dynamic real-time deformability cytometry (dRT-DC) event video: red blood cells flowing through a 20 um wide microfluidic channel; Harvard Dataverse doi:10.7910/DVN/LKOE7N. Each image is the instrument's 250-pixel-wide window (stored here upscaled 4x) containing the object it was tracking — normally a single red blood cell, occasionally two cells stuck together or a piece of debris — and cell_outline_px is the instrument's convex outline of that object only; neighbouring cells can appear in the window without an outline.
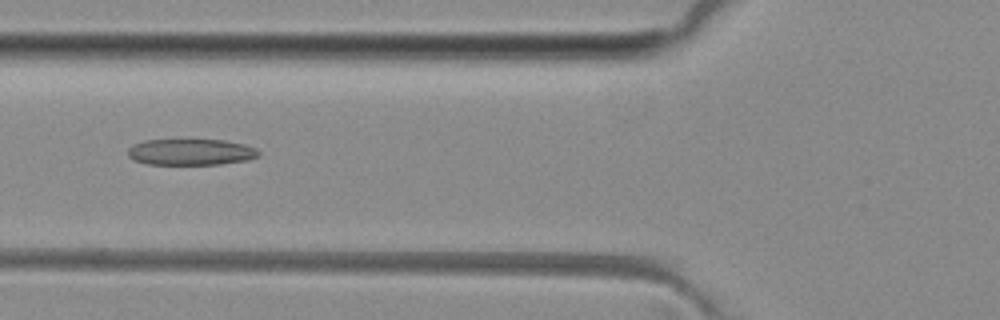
{"species": "common noctule bat (a hibernating species)", "species_latin": "Nyctalus noctula", "temperature_condition": "room temperature", "stored_images_in_passage": 26, "camera_frame_rate_fps": 3000, "um_per_image_px": 0.085, "animal": {"sex": "female", "body_mass_g": 29.2, "forearm_length_mm": 56.3}, "frame": {"image": 1, "passage_image": 6, "time_ms": 1.667, "image_size_px": [1000, 320], "cell_outline_px": [[260, 156], [248, 160], [220, 164], [148, 164], [132, 160], [128, 156], [128, 148], [144, 140], [224, 140], [244, 144], [256, 148], [260, 152]], "centroid_in_image_um": [16.24, 12.92], "position_along_channel_um": 109.6, "area_um2": 20.0}}
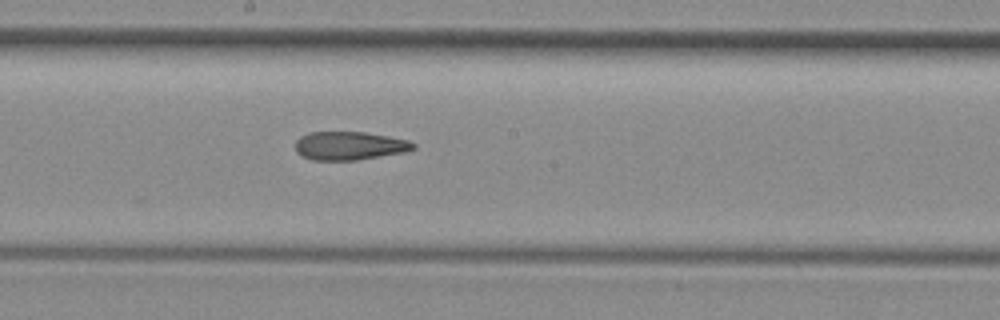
{"frame": {"image": 2, "passage_image": 14, "time_ms": 4.333, "image_size_px": [1000, 320], "cell_outline_px": [[416, 148], [404, 152], [356, 160], [312, 160], [296, 152], [296, 140], [300, 136], [308, 132], [364, 132], [388, 136], [408, 140], [416, 144]], "centroid_in_image_um": [29.7, 12.38], "position_along_channel_um": 218.5, "area_um2": 19.48}}
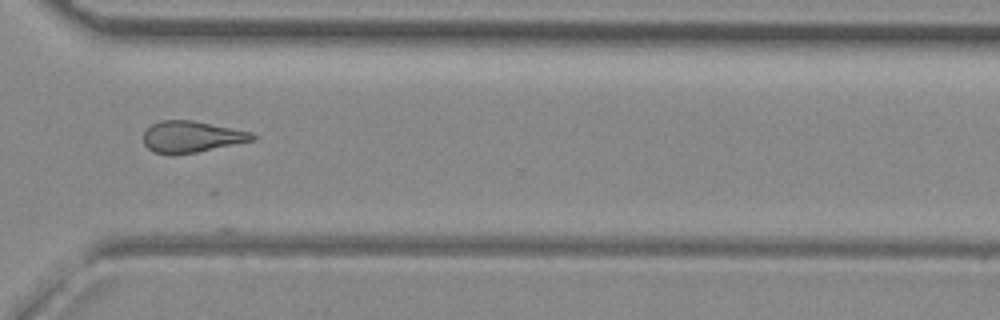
{"frame": {"image": 3, "passage_image": 24, "time_ms": 7.667, "image_size_px": [1000, 320], "cell_outline_px": [[256, 140], [196, 152], [172, 156], [168, 156], [152, 152], [144, 144], [144, 132], [152, 124], [160, 120], [192, 120], [252, 132], [256, 136]], "centroid_in_image_um": [16.26, 11.64], "position_along_channel_um": 354.3, "area_um2": 20.17}, "authors_computed_cell_mechanics": {"area_um2": 20.1722, "velocity_mm_per_s": 4.077, "shape_relaxation_time_tau1_ms": null, "shape_relaxation_time_tau2_ms": 2.9801, "deformation_change_tau1": null, "deformation_change_tau2": 0.1265}}